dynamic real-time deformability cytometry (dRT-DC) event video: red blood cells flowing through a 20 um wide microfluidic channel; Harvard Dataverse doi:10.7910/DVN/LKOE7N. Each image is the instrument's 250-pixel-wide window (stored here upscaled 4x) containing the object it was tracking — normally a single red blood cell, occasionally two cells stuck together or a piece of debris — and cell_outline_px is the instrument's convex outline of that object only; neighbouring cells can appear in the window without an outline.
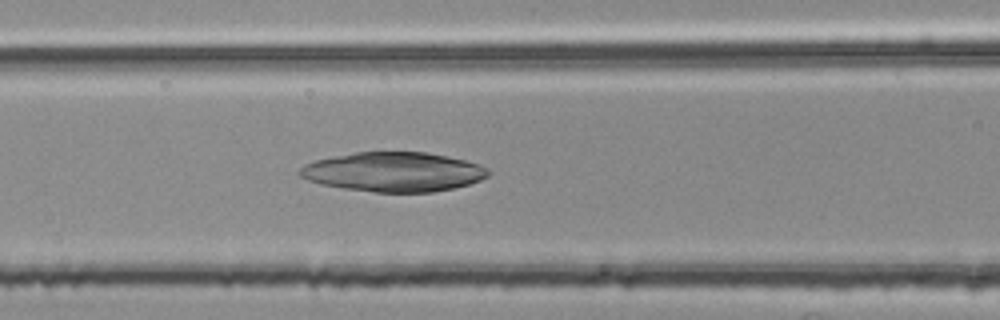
{"species": "common noctule bat (a hibernating species)", "species_latin": "Nyctalus noctula", "temperature_condition": "room temperature", "stored_images_in_passage": 53, "camera_frame_rate_fps": 3000, "um_per_image_px": 0.085, "animal": {"sex": "female", "body_mass_g": 25.1}, "frame": {"image": 1, "passage_image": 22, "time_ms": 7.0, "image_size_px": [1000, 320], "cell_outline_px": [[492, 172], [488, 176], [480, 180], [468, 184], [452, 188], [432, 192], [372, 192], [344, 188], [320, 184], [308, 180], [300, 176], [296, 172], [304, 164], [316, 160], [332, 156], [356, 152], [424, 152], [464, 160], [480, 164], [488, 168]], "centroid_in_image_um": [33.43, 14.61], "position_along_channel_um": 133.2, "area_um2": 43.35}}
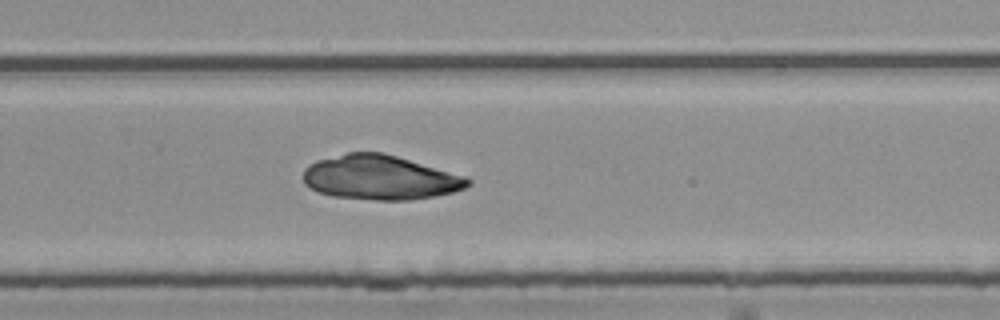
{"frame": {"image": 2, "passage_image": 35, "time_ms": 11.333, "image_size_px": [1000, 320], "cell_outline_px": [[472, 184], [464, 188], [452, 192], [436, 196], [408, 200], [376, 200], [332, 196], [320, 192], [304, 184], [304, 168], [308, 164], [316, 160], [348, 152], [384, 152], [468, 176], [472, 180]], "centroid_in_image_um": [32.34, 15.08], "position_along_channel_um": 297.5, "area_um2": 43.0}}
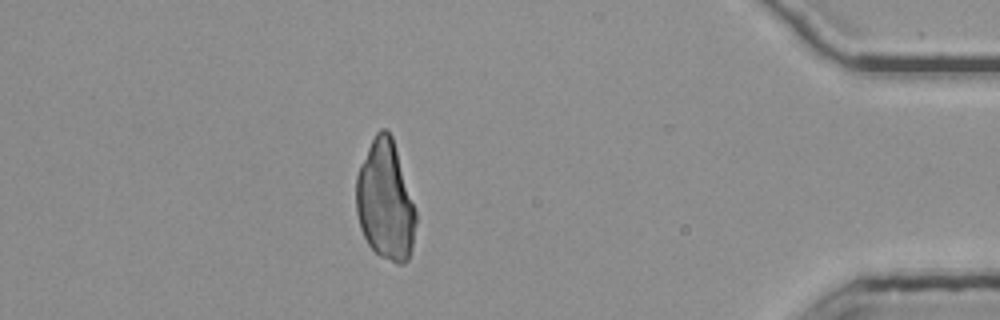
{"frame": {"image": 3, "passage_image": 47, "time_ms": 15.333, "image_size_px": [1000, 320], "cell_outline_px": [[416, 224], [412, 248], [408, 260], [404, 264], [396, 264], [380, 256], [368, 244], [360, 228], [356, 212], [356, 176], [360, 164], [376, 132], [380, 128], [388, 128], [392, 136], [416, 212]], "centroid_in_image_um": [32.74, 17.07], "position_along_channel_um": 402.5, "area_um2": 41.56}}